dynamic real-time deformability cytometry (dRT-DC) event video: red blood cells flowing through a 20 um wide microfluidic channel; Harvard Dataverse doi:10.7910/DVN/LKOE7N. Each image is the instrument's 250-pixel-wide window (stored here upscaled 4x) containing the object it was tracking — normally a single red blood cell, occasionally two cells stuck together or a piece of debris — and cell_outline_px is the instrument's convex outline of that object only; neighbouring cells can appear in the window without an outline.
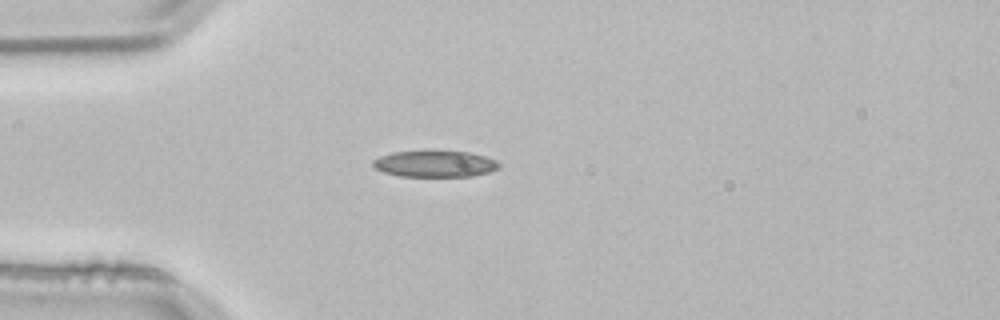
{"species": "common noctule bat (a hibernating species)", "species_latin": "Nyctalus noctula", "temperature_condition": "room temperature", "stored_images_in_passage": 1, "camera_frame_rate_fps": 3000, "um_per_image_px": 0.085, "animal": {"sex": "male", "body_mass_g": 21.5, "forearm_length_mm": 52.0}, "frame": {"image": 1, "passage_image": 1, "time_ms": 0.0, "image_size_px": [1000, 320], "cell_outline_px": [[500, 168], [488, 172], [472, 176], [400, 176], [384, 172], [376, 168], [372, 164], [372, 160], [380, 156], [392, 152], [468, 152], [484, 156], [496, 160], [500, 164]], "centroid_in_image_um": [36.97, 13.94], "position_along_channel_um": 48.0, "area_um2": 19.02}}